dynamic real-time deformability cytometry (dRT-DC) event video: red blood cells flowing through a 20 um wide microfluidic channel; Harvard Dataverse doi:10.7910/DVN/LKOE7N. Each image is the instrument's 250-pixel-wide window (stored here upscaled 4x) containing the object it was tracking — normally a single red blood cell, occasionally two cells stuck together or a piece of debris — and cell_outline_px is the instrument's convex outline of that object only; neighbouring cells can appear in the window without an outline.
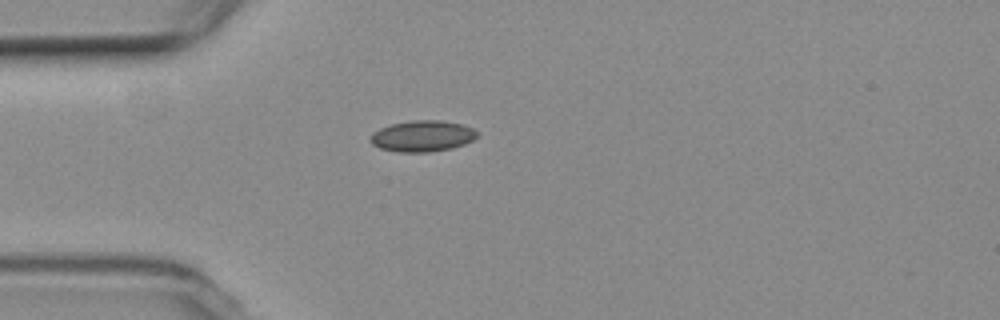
{"species": "common noctule bat (a hibernating species)", "species_latin": "Nyctalus noctula", "temperature_condition": "room temperature", "stored_images_in_passage": 1, "camera_frame_rate_fps": 3000, "um_per_image_px": 0.085, "animal": {"sex": "female", "body_mass_g": 19.3, "forearm_length_mm": 54.1}, "frame": {"image": 1, "passage_image": 1, "time_ms": 0.0, "image_size_px": [1000, 320], "cell_outline_px": [[476, 136], [472, 140], [464, 144], [452, 148], [428, 152], [396, 152], [380, 148], [372, 144], [368, 140], [372, 132], [380, 128], [392, 124], [412, 120], [440, 120], [460, 124], [472, 128], [476, 132]], "centroid_in_image_um": [35.85, 11.57], "position_along_channel_um": 49.2, "area_um2": 19.31}}